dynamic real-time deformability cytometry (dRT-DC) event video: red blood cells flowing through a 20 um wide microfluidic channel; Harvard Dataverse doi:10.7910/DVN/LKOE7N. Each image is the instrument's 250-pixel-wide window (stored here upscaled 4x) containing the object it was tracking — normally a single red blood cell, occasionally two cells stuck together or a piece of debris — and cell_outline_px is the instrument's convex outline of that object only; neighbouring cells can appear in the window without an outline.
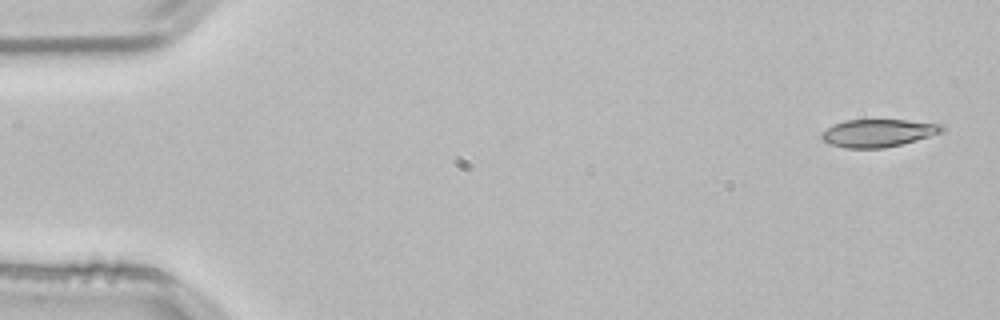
{"species": "common noctule bat (a hibernating species)", "species_latin": "Nyctalus noctula", "temperature_condition": "room temperature", "stored_images_in_passage": 40, "camera_frame_rate_fps": 3000, "um_per_image_px": 0.085, "animal": {"sex": "male", "body_mass_g": 21.5, "forearm_length_mm": 52.0}, "frame": {"image": 1, "passage_image": 1, "time_ms": 0.0, "image_size_px": [1000, 320], "cell_outline_px": [[944, 128], [940, 132], [916, 140], [884, 148], [844, 148], [828, 144], [820, 136], [820, 132], [844, 120], [908, 120], [944, 124]], "centroid_in_image_um": [74.61, 11.3], "position_along_channel_um": 10.4, "area_um2": 19.31}}
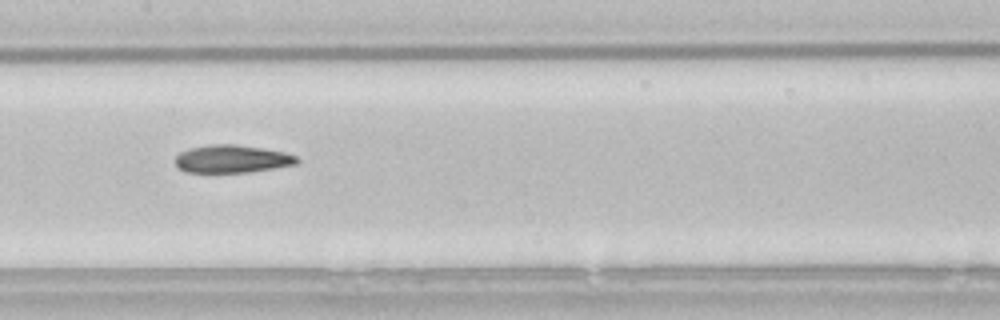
{"frame": {"image": 2, "passage_image": 25, "time_ms": 8.0, "image_size_px": [1000, 320], "cell_outline_px": [[300, 160], [296, 164], [248, 172], [184, 172], [176, 164], [176, 156], [180, 152], [188, 148], [208, 144], [236, 144], [264, 148], [284, 152], [296, 156]], "centroid_in_image_um": [19.7, 13.49], "position_along_channel_um": 187.7, "area_um2": 19.71}}
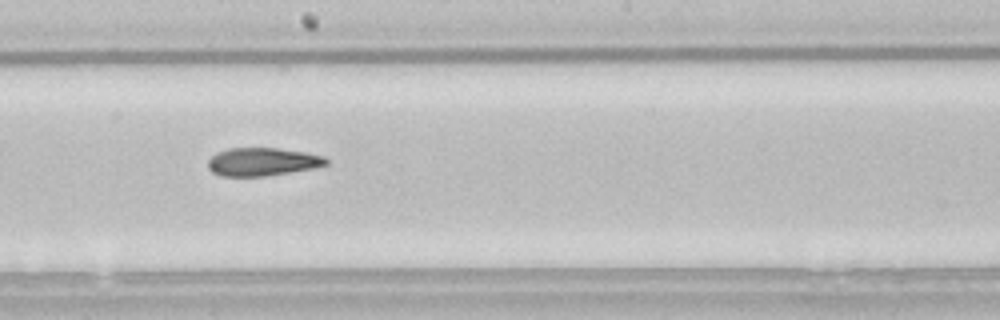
{"frame": {"image": 3, "passage_image": 28, "time_ms": 9.0, "image_size_px": [1000, 320], "cell_outline_px": [[328, 164], [312, 168], [264, 176], [220, 176], [212, 172], [208, 168], [208, 160], [216, 152], [228, 148], [276, 148], [304, 152], [324, 156], [328, 160]], "centroid_in_image_um": [22.26, 13.75], "position_along_channel_um": 225.9, "area_um2": 19.25}, "authors_computed_cell_mechanics": {"area_um2": 19.9988, "velocity_mm_per_s": 3.8281, "shape_relaxation_time_tau1_ms": null, "shape_relaxation_time_tau2_ms": 5.2499, "deformation_change_tau1": null, "deformation_change_tau2": 0.142}}